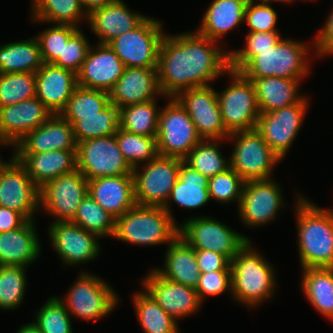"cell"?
I'll use <instances>...</instances> for the list:
<instances>
[{
    "instance_id": "1",
    "label": "cell",
    "mask_w": 333,
    "mask_h": 333,
    "mask_svg": "<svg viewBox=\"0 0 333 333\" xmlns=\"http://www.w3.org/2000/svg\"><path fill=\"white\" fill-rule=\"evenodd\" d=\"M195 32L165 34L158 54V82L164 98L210 85L230 71V51ZM226 51V52H225Z\"/></svg>"
},
{
    "instance_id": "2",
    "label": "cell",
    "mask_w": 333,
    "mask_h": 333,
    "mask_svg": "<svg viewBox=\"0 0 333 333\" xmlns=\"http://www.w3.org/2000/svg\"><path fill=\"white\" fill-rule=\"evenodd\" d=\"M295 220L302 268H333V211L297 194Z\"/></svg>"
},
{
    "instance_id": "3",
    "label": "cell",
    "mask_w": 333,
    "mask_h": 333,
    "mask_svg": "<svg viewBox=\"0 0 333 333\" xmlns=\"http://www.w3.org/2000/svg\"><path fill=\"white\" fill-rule=\"evenodd\" d=\"M252 247L250 240L230 261L232 298L249 309L273 298L277 284L273 266Z\"/></svg>"
},
{
    "instance_id": "4",
    "label": "cell",
    "mask_w": 333,
    "mask_h": 333,
    "mask_svg": "<svg viewBox=\"0 0 333 333\" xmlns=\"http://www.w3.org/2000/svg\"><path fill=\"white\" fill-rule=\"evenodd\" d=\"M179 235V224L159 206L136 204L116 219L115 239L136 245H169Z\"/></svg>"
},
{
    "instance_id": "5",
    "label": "cell",
    "mask_w": 333,
    "mask_h": 333,
    "mask_svg": "<svg viewBox=\"0 0 333 333\" xmlns=\"http://www.w3.org/2000/svg\"><path fill=\"white\" fill-rule=\"evenodd\" d=\"M311 46L298 40L281 38L271 49L256 51L238 72L247 79L279 77L301 79L310 73L307 55Z\"/></svg>"
},
{
    "instance_id": "6",
    "label": "cell",
    "mask_w": 333,
    "mask_h": 333,
    "mask_svg": "<svg viewBox=\"0 0 333 333\" xmlns=\"http://www.w3.org/2000/svg\"><path fill=\"white\" fill-rule=\"evenodd\" d=\"M66 295L65 300L60 299L70 316L85 321L100 320L119 303V296L112 287L89 272L80 273Z\"/></svg>"
},
{
    "instance_id": "7",
    "label": "cell",
    "mask_w": 333,
    "mask_h": 333,
    "mask_svg": "<svg viewBox=\"0 0 333 333\" xmlns=\"http://www.w3.org/2000/svg\"><path fill=\"white\" fill-rule=\"evenodd\" d=\"M160 110L157 148L158 154L184 160L202 140L185 108L175 97Z\"/></svg>"
},
{
    "instance_id": "8",
    "label": "cell",
    "mask_w": 333,
    "mask_h": 333,
    "mask_svg": "<svg viewBox=\"0 0 333 333\" xmlns=\"http://www.w3.org/2000/svg\"><path fill=\"white\" fill-rule=\"evenodd\" d=\"M227 139L235 142L230 167L245 181L272 179V170L282 159L256 129L233 132Z\"/></svg>"
},
{
    "instance_id": "9",
    "label": "cell",
    "mask_w": 333,
    "mask_h": 333,
    "mask_svg": "<svg viewBox=\"0 0 333 333\" xmlns=\"http://www.w3.org/2000/svg\"><path fill=\"white\" fill-rule=\"evenodd\" d=\"M228 75L232 83L217 92L226 131L231 134L256 129L260 109L252 82L237 71L230 70Z\"/></svg>"
},
{
    "instance_id": "10",
    "label": "cell",
    "mask_w": 333,
    "mask_h": 333,
    "mask_svg": "<svg viewBox=\"0 0 333 333\" xmlns=\"http://www.w3.org/2000/svg\"><path fill=\"white\" fill-rule=\"evenodd\" d=\"M163 23L146 17L137 27L119 35L108 45L126 67L157 68Z\"/></svg>"
},
{
    "instance_id": "11",
    "label": "cell",
    "mask_w": 333,
    "mask_h": 333,
    "mask_svg": "<svg viewBox=\"0 0 333 333\" xmlns=\"http://www.w3.org/2000/svg\"><path fill=\"white\" fill-rule=\"evenodd\" d=\"M181 236L195 250H211L229 261L251 240L209 216L190 217L179 225Z\"/></svg>"
},
{
    "instance_id": "12",
    "label": "cell",
    "mask_w": 333,
    "mask_h": 333,
    "mask_svg": "<svg viewBox=\"0 0 333 333\" xmlns=\"http://www.w3.org/2000/svg\"><path fill=\"white\" fill-rule=\"evenodd\" d=\"M182 159L158 155L133 169L135 202L142 206L164 207L174 187Z\"/></svg>"
},
{
    "instance_id": "13",
    "label": "cell",
    "mask_w": 333,
    "mask_h": 333,
    "mask_svg": "<svg viewBox=\"0 0 333 333\" xmlns=\"http://www.w3.org/2000/svg\"><path fill=\"white\" fill-rule=\"evenodd\" d=\"M76 158L77 169L87 180L133 173L119 149L115 135L77 143Z\"/></svg>"
},
{
    "instance_id": "14",
    "label": "cell",
    "mask_w": 333,
    "mask_h": 333,
    "mask_svg": "<svg viewBox=\"0 0 333 333\" xmlns=\"http://www.w3.org/2000/svg\"><path fill=\"white\" fill-rule=\"evenodd\" d=\"M39 192V209L55 216V222L71 221L88 194V180L77 169L46 182Z\"/></svg>"
},
{
    "instance_id": "15",
    "label": "cell",
    "mask_w": 333,
    "mask_h": 333,
    "mask_svg": "<svg viewBox=\"0 0 333 333\" xmlns=\"http://www.w3.org/2000/svg\"><path fill=\"white\" fill-rule=\"evenodd\" d=\"M308 97L304 96L294 105L260 113L258 117L256 130L281 159L287 154L302 127L310 103Z\"/></svg>"
},
{
    "instance_id": "16",
    "label": "cell",
    "mask_w": 333,
    "mask_h": 333,
    "mask_svg": "<svg viewBox=\"0 0 333 333\" xmlns=\"http://www.w3.org/2000/svg\"><path fill=\"white\" fill-rule=\"evenodd\" d=\"M175 98L185 108L202 139L228 138L230 134L222 120L217 91L211 85L184 90Z\"/></svg>"
},
{
    "instance_id": "17",
    "label": "cell",
    "mask_w": 333,
    "mask_h": 333,
    "mask_svg": "<svg viewBox=\"0 0 333 333\" xmlns=\"http://www.w3.org/2000/svg\"><path fill=\"white\" fill-rule=\"evenodd\" d=\"M281 187L272 179L245 181L238 207L239 217L248 227H260L274 221L285 205Z\"/></svg>"
},
{
    "instance_id": "18",
    "label": "cell",
    "mask_w": 333,
    "mask_h": 333,
    "mask_svg": "<svg viewBox=\"0 0 333 333\" xmlns=\"http://www.w3.org/2000/svg\"><path fill=\"white\" fill-rule=\"evenodd\" d=\"M49 239L65 266H77L95 260L101 252L97 235L72 221L51 222Z\"/></svg>"
},
{
    "instance_id": "19",
    "label": "cell",
    "mask_w": 333,
    "mask_h": 333,
    "mask_svg": "<svg viewBox=\"0 0 333 333\" xmlns=\"http://www.w3.org/2000/svg\"><path fill=\"white\" fill-rule=\"evenodd\" d=\"M39 187L15 158L0 175V206L34 220L39 209Z\"/></svg>"
},
{
    "instance_id": "20",
    "label": "cell",
    "mask_w": 333,
    "mask_h": 333,
    "mask_svg": "<svg viewBox=\"0 0 333 333\" xmlns=\"http://www.w3.org/2000/svg\"><path fill=\"white\" fill-rule=\"evenodd\" d=\"M142 286L176 322L182 317L195 314L202 305L194 288L167 280L154 268L143 277Z\"/></svg>"
},
{
    "instance_id": "21",
    "label": "cell",
    "mask_w": 333,
    "mask_h": 333,
    "mask_svg": "<svg viewBox=\"0 0 333 333\" xmlns=\"http://www.w3.org/2000/svg\"><path fill=\"white\" fill-rule=\"evenodd\" d=\"M126 66L108 44L90 46L77 73L79 87L109 92L124 73Z\"/></svg>"
},
{
    "instance_id": "22",
    "label": "cell",
    "mask_w": 333,
    "mask_h": 333,
    "mask_svg": "<svg viewBox=\"0 0 333 333\" xmlns=\"http://www.w3.org/2000/svg\"><path fill=\"white\" fill-rule=\"evenodd\" d=\"M108 94L109 101L118 109L163 97L157 68L126 67Z\"/></svg>"
},
{
    "instance_id": "23",
    "label": "cell",
    "mask_w": 333,
    "mask_h": 333,
    "mask_svg": "<svg viewBox=\"0 0 333 333\" xmlns=\"http://www.w3.org/2000/svg\"><path fill=\"white\" fill-rule=\"evenodd\" d=\"M52 113L35 96L19 103L0 107V140L16 144L40 127Z\"/></svg>"
},
{
    "instance_id": "24",
    "label": "cell",
    "mask_w": 333,
    "mask_h": 333,
    "mask_svg": "<svg viewBox=\"0 0 333 333\" xmlns=\"http://www.w3.org/2000/svg\"><path fill=\"white\" fill-rule=\"evenodd\" d=\"M53 150H77L72 125L60 114H52L15 146V153H43Z\"/></svg>"
},
{
    "instance_id": "25",
    "label": "cell",
    "mask_w": 333,
    "mask_h": 333,
    "mask_svg": "<svg viewBox=\"0 0 333 333\" xmlns=\"http://www.w3.org/2000/svg\"><path fill=\"white\" fill-rule=\"evenodd\" d=\"M36 97L52 114H60L78 87L77 74L71 70L44 63L35 73Z\"/></svg>"
},
{
    "instance_id": "26",
    "label": "cell",
    "mask_w": 333,
    "mask_h": 333,
    "mask_svg": "<svg viewBox=\"0 0 333 333\" xmlns=\"http://www.w3.org/2000/svg\"><path fill=\"white\" fill-rule=\"evenodd\" d=\"M147 16L132 12L123 0H115L88 15L87 23L99 38V44L110 41L137 27Z\"/></svg>"
},
{
    "instance_id": "27",
    "label": "cell",
    "mask_w": 333,
    "mask_h": 333,
    "mask_svg": "<svg viewBox=\"0 0 333 333\" xmlns=\"http://www.w3.org/2000/svg\"><path fill=\"white\" fill-rule=\"evenodd\" d=\"M88 194L115 219L136 205L133 174L88 180Z\"/></svg>"
},
{
    "instance_id": "28",
    "label": "cell",
    "mask_w": 333,
    "mask_h": 333,
    "mask_svg": "<svg viewBox=\"0 0 333 333\" xmlns=\"http://www.w3.org/2000/svg\"><path fill=\"white\" fill-rule=\"evenodd\" d=\"M77 150H53L43 153H15L31 180L41 188L46 182L77 170Z\"/></svg>"
},
{
    "instance_id": "29",
    "label": "cell",
    "mask_w": 333,
    "mask_h": 333,
    "mask_svg": "<svg viewBox=\"0 0 333 333\" xmlns=\"http://www.w3.org/2000/svg\"><path fill=\"white\" fill-rule=\"evenodd\" d=\"M34 220H27L18 229L0 233V265L27 267L35 262L41 243Z\"/></svg>"
},
{
    "instance_id": "30",
    "label": "cell",
    "mask_w": 333,
    "mask_h": 333,
    "mask_svg": "<svg viewBox=\"0 0 333 333\" xmlns=\"http://www.w3.org/2000/svg\"><path fill=\"white\" fill-rule=\"evenodd\" d=\"M164 268L155 271L172 282L196 289L200 271L197 265L195 249L181 236H177L169 245L164 256Z\"/></svg>"
},
{
    "instance_id": "31",
    "label": "cell",
    "mask_w": 333,
    "mask_h": 333,
    "mask_svg": "<svg viewBox=\"0 0 333 333\" xmlns=\"http://www.w3.org/2000/svg\"><path fill=\"white\" fill-rule=\"evenodd\" d=\"M248 1L213 0L205 11L201 25L196 32L211 40H220L245 21Z\"/></svg>"
},
{
    "instance_id": "32",
    "label": "cell",
    "mask_w": 333,
    "mask_h": 333,
    "mask_svg": "<svg viewBox=\"0 0 333 333\" xmlns=\"http://www.w3.org/2000/svg\"><path fill=\"white\" fill-rule=\"evenodd\" d=\"M208 178L181 161L178 179L171 190V194L164 209L175 221L170 208L171 201L185 209H197L209 202Z\"/></svg>"
},
{
    "instance_id": "33",
    "label": "cell",
    "mask_w": 333,
    "mask_h": 333,
    "mask_svg": "<svg viewBox=\"0 0 333 333\" xmlns=\"http://www.w3.org/2000/svg\"><path fill=\"white\" fill-rule=\"evenodd\" d=\"M248 80L254 86L260 113L294 105L304 97L298 90L301 79L264 77Z\"/></svg>"
},
{
    "instance_id": "34",
    "label": "cell",
    "mask_w": 333,
    "mask_h": 333,
    "mask_svg": "<svg viewBox=\"0 0 333 333\" xmlns=\"http://www.w3.org/2000/svg\"><path fill=\"white\" fill-rule=\"evenodd\" d=\"M43 64L37 37L0 45V74L36 73Z\"/></svg>"
},
{
    "instance_id": "35",
    "label": "cell",
    "mask_w": 333,
    "mask_h": 333,
    "mask_svg": "<svg viewBox=\"0 0 333 333\" xmlns=\"http://www.w3.org/2000/svg\"><path fill=\"white\" fill-rule=\"evenodd\" d=\"M302 290L310 304L333 321V268H303Z\"/></svg>"
},
{
    "instance_id": "36",
    "label": "cell",
    "mask_w": 333,
    "mask_h": 333,
    "mask_svg": "<svg viewBox=\"0 0 333 333\" xmlns=\"http://www.w3.org/2000/svg\"><path fill=\"white\" fill-rule=\"evenodd\" d=\"M62 117L72 125L77 143L115 135L119 129V109L111 102L96 115Z\"/></svg>"
},
{
    "instance_id": "37",
    "label": "cell",
    "mask_w": 333,
    "mask_h": 333,
    "mask_svg": "<svg viewBox=\"0 0 333 333\" xmlns=\"http://www.w3.org/2000/svg\"><path fill=\"white\" fill-rule=\"evenodd\" d=\"M32 21L80 28L82 20H88V14L81 0H32Z\"/></svg>"
},
{
    "instance_id": "38",
    "label": "cell",
    "mask_w": 333,
    "mask_h": 333,
    "mask_svg": "<svg viewBox=\"0 0 333 333\" xmlns=\"http://www.w3.org/2000/svg\"><path fill=\"white\" fill-rule=\"evenodd\" d=\"M133 305L144 333H180L176 320L147 293L136 292Z\"/></svg>"
},
{
    "instance_id": "39",
    "label": "cell",
    "mask_w": 333,
    "mask_h": 333,
    "mask_svg": "<svg viewBox=\"0 0 333 333\" xmlns=\"http://www.w3.org/2000/svg\"><path fill=\"white\" fill-rule=\"evenodd\" d=\"M157 100L129 105L119 109V128L147 137H156L159 113Z\"/></svg>"
},
{
    "instance_id": "40",
    "label": "cell",
    "mask_w": 333,
    "mask_h": 333,
    "mask_svg": "<svg viewBox=\"0 0 333 333\" xmlns=\"http://www.w3.org/2000/svg\"><path fill=\"white\" fill-rule=\"evenodd\" d=\"M219 144L220 139H202L184 161L208 179L214 177L230 168V159L222 155Z\"/></svg>"
},
{
    "instance_id": "41",
    "label": "cell",
    "mask_w": 333,
    "mask_h": 333,
    "mask_svg": "<svg viewBox=\"0 0 333 333\" xmlns=\"http://www.w3.org/2000/svg\"><path fill=\"white\" fill-rule=\"evenodd\" d=\"M71 221L99 238L114 237L116 219L89 194L82 200Z\"/></svg>"
},
{
    "instance_id": "42",
    "label": "cell",
    "mask_w": 333,
    "mask_h": 333,
    "mask_svg": "<svg viewBox=\"0 0 333 333\" xmlns=\"http://www.w3.org/2000/svg\"><path fill=\"white\" fill-rule=\"evenodd\" d=\"M115 138L121 153L132 169L141 168V162L146 164L159 155L156 137L142 136L119 128Z\"/></svg>"
},
{
    "instance_id": "43",
    "label": "cell",
    "mask_w": 333,
    "mask_h": 333,
    "mask_svg": "<svg viewBox=\"0 0 333 333\" xmlns=\"http://www.w3.org/2000/svg\"><path fill=\"white\" fill-rule=\"evenodd\" d=\"M26 268L0 265V309L13 310L22 304L27 287Z\"/></svg>"
},
{
    "instance_id": "44",
    "label": "cell",
    "mask_w": 333,
    "mask_h": 333,
    "mask_svg": "<svg viewBox=\"0 0 333 333\" xmlns=\"http://www.w3.org/2000/svg\"><path fill=\"white\" fill-rule=\"evenodd\" d=\"M35 96V73L0 74V107L13 105Z\"/></svg>"
},
{
    "instance_id": "45",
    "label": "cell",
    "mask_w": 333,
    "mask_h": 333,
    "mask_svg": "<svg viewBox=\"0 0 333 333\" xmlns=\"http://www.w3.org/2000/svg\"><path fill=\"white\" fill-rule=\"evenodd\" d=\"M35 317L32 323L41 333H73L71 316L57 296L49 298Z\"/></svg>"
},
{
    "instance_id": "46",
    "label": "cell",
    "mask_w": 333,
    "mask_h": 333,
    "mask_svg": "<svg viewBox=\"0 0 333 333\" xmlns=\"http://www.w3.org/2000/svg\"><path fill=\"white\" fill-rule=\"evenodd\" d=\"M109 94L105 91L77 87L67 102L61 116H90L96 115L108 104Z\"/></svg>"
},
{
    "instance_id": "47",
    "label": "cell",
    "mask_w": 333,
    "mask_h": 333,
    "mask_svg": "<svg viewBox=\"0 0 333 333\" xmlns=\"http://www.w3.org/2000/svg\"><path fill=\"white\" fill-rule=\"evenodd\" d=\"M245 180L231 167L208 180L210 200L231 203L235 200L238 207L241 201Z\"/></svg>"
},
{
    "instance_id": "48",
    "label": "cell",
    "mask_w": 333,
    "mask_h": 333,
    "mask_svg": "<svg viewBox=\"0 0 333 333\" xmlns=\"http://www.w3.org/2000/svg\"><path fill=\"white\" fill-rule=\"evenodd\" d=\"M280 39L278 31L247 33L245 47L230 51V70L238 72L253 56H256V51L271 49Z\"/></svg>"
},
{
    "instance_id": "49",
    "label": "cell",
    "mask_w": 333,
    "mask_h": 333,
    "mask_svg": "<svg viewBox=\"0 0 333 333\" xmlns=\"http://www.w3.org/2000/svg\"><path fill=\"white\" fill-rule=\"evenodd\" d=\"M79 29L72 25L55 24L38 34L36 37L40 44L43 62L53 64L62 54L64 45Z\"/></svg>"
},
{
    "instance_id": "50",
    "label": "cell",
    "mask_w": 333,
    "mask_h": 333,
    "mask_svg": "<svg viewBox=\"0 0 333 333\" xmlns=\"http://www.w3.org/2000/svg\"><path fill=\"white\" fill-rule=\"evenodd\" d=\"M81 28L69 39L62 54L53 63L57 67H62L68 70L78 73L81 69L82 63L86 59V55L90 46L89 39L82 33Z\"/></svg>"
},
{
    "instance_id": "51",
    "label": "cell",
    "mask_w": 333,
    "mask_h": 333,
    "mask_svg": "<svg viewBox=\"0 0 333 333\" xmlns=\"http://www.w3.org/2000/svg\"><path fill=\"white\" fill-rule=\"evenodd\" d=\"M249 0L245 10V21L249 27L248 32H272L276 28L278 14L270 4L256 3ZM256 3V4H255Z\"/></svg>"
},
{
    "instance_id": "52",
    "label": "cell",
    "mask_w": 333,
    "mask_h": 333,
    "mask_svg": "<svg viewBox=\"0 0 333 333\" xmlns=\"http://www.w3.org/2000/svg\"><path fill=\"white\" fill-rule=\"evenodd\" d=\"M195 290L201 303L207 296H219L227 290L232 292L231 270L200 273Z\"/></svg>"
},
{
    "instance_id": "53",
    "label": "cell",
    "mask_w": 333,
    "mask_h": 333,
    "mask_svg": "<svg viewBox=\"0 0 333 333\" xmlns=\"http://www.w3.org/2000/svg\"><path fill=\"white\" fill-rule=\"evenodd\" d=\"M195 256L200 273L231 270L230 261L222 254L211 250H195Z\"/></svg>"
},
{
    "instance_id": "54",
    "label": "cell",
    "mask_w": 333,
    "mask_h": 333,
    "mask_svg": "<svg viewBox=\"0 0 333 333\" xmlns=\"http://www.w3.org/2000/svg\"><path fill=\"white\" fill-rule=\"evenodd\" d=\"M333 10V9H332ZM325 25L317 34L312 47L316 56H327L333 54V11L328 15Z\"/></svg>"
},
{
    "instance_id": "55",
    "label": "cell",
    "mask_w": 333,
    "mask_h": 333,
    "mask_svg": "<svg viewBox=\"0 0 333 333\" xmlns=\"http://www.w3.org/2000/svg\"><path fill=\"white\" fill-rule=\"evenodd\" d=\"M26 221L21 213L0 206V233L18 229Z\"/></svg>"
},
{
    "instance_id": "56",
    "label": "cell",
    "mask_w": 333,
    "mask_h": 333,
    "mask_svg": "<svg viewBox=\"0 0 333 333\" xmlns=\"http://www.w3.org/2000/svg\"><path fill=\"white\" fill-rule=\"evenodd\" d=\"M115 0H81L84 10L89 15L93 10L102 8Z\"/></svg>"
},
{
    "instance_id": "57",
    "label": "cell",
    "mask_w": 333,
    "mask_h": 333,
    "mask_svg": "<svg viewBox=\"0 0 333 333\" xmlns=\"http://www.w3.org/2000/svg\"><path fill=\"white\" fill-rule=\"evenodd\" d=\"M2 145H6V146H13L14 148V153L11 155L12 157L10 158V160H8L7 162L6 161H3L1 159V155H0V175L2 174V172L8 167V165L15 159V145L10 143V142H7V141H3V140H0V146Z\"/></svg>"
},
{
    "instance_id": "58",
    "label": "cell",
    "mask_w": 333,
    "mask_h": 333,
    "mask_svg": "<svg viewBox=\"0 0 333 333\" xmlns=\"http://www.w3.org/2000/svg\"><path fill=\"white\" fill-rule=\"evenodd\" d=\"M16 333H41L40 330L31 322L24 324Z\"/></svg>"
},
{
    "instance_id": "59",
    "label": "cell",
    "mask_w": 333,
    "mask_h": 333,
    "mask_svg": "<svg viewBox=\"0 0 333 333\" xmlns=\"http://www.w3.org/2000/svg\"><path fill=\"white\" fill-rule=\"evenodd\" d=\"M259 2H263V3H267V4H271V2H284V3H292L293 0H258Z\"/></svg>"
}]
</instances>
